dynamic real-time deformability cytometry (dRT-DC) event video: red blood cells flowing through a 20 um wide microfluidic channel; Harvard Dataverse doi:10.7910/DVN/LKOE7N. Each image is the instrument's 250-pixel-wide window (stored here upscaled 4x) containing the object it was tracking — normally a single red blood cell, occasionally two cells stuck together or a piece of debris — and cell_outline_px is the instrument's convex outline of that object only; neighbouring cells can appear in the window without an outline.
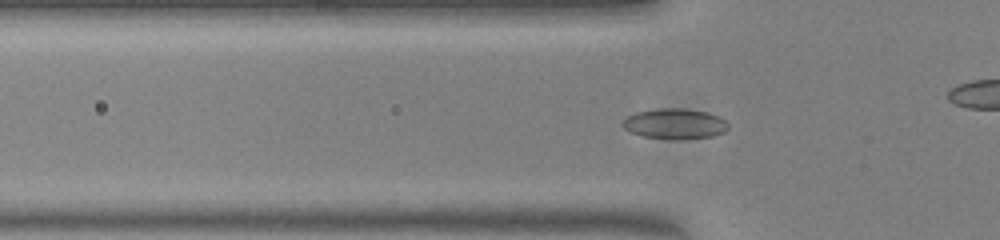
{"species": "common noctule bat (a hibernating species)", "species_latin": "Nyctalus noctula", "temperature_condition": "warm", "stored_images_in_passage": 55, "camera_frame_rate_fps": 3000, "um_per_image_px": 0.085, "animal": {"sex": "female", "body_mass_g": 23.0, "forearm_length_mm": 53.4}, "frame": {"image": 1, "passage_image": 18, "time_ms": 5.667, "image_size_px": [1000, 240], "cell_outline_px": [[728, 128], [724, 132], [712, 136], [644, 136], [628, 132], [620, 124], [624, 116], [636, 112], [660, 108], [680, 108], [708, 112], [720, 116], [728, 124]], "centroid_in_image_um": [57.3, 10.45], "position_along_channel_um": 68.5, "area_um2": 17.98}}
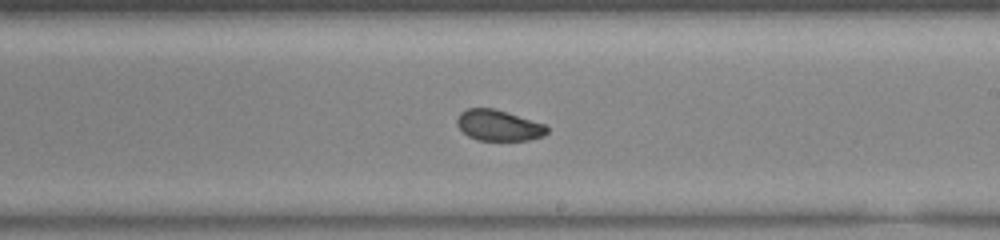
{"frame": {"image": 2, "passage_image": 32, "time_ms": 10.333, "image_size_px": [1000, 240], "cell_outline_px": [[548, 132], [544, 136], [528, 140], [476, 140], [468, 136], [456, 124], [456, 120], [460, 112], [468, 108], [492, 108], [508, 112], [544, 124], [548, 128]], "centroid_in_image_um": [42.37, 10.66], "position_along_channel_um": 246.6, "area_um2": 16.18}}
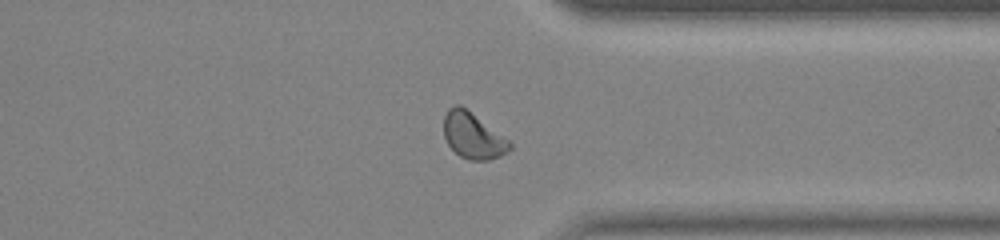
{"frame": {"image": 3, "passage_image": 42, "time_ms": 13.667, "image_size_px": [1000, 240], "cell_outline_px": [[512, 148], [508, 152], [500, 156], [488, 160], [468, 160], [460, 156], [448, 144], [444, 136], [444, 116], [448, 108], [456, 104], [460, 104], [508, 140], [512, 144]], "centroid_in_image_um": [40.19, 11.54], "position_along_channel_um": 371.2, "area_um2": 17.46}, "authors_computed_cell_mechanics": {"area_um2": 17.1088, "velocity_mm_per_s": 3.813, "shape_relaxation_time_tau1_ms": 6.8509, "shape_relaxation_time_tau2_ms": 1.382, "deformation_change_tau1": 0.1263, "deformation_change_tau2": 0.0416}}